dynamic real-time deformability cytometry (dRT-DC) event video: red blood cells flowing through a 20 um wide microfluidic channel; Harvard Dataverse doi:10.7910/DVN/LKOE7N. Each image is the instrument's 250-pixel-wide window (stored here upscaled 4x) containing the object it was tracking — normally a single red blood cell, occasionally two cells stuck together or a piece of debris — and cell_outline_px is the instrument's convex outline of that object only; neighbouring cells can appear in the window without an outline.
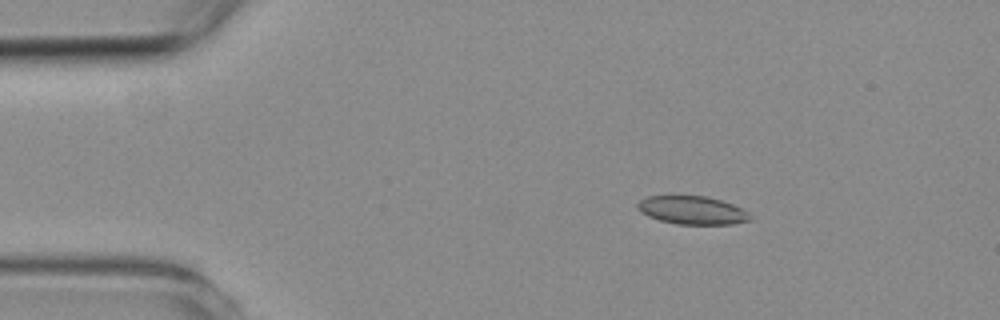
{"species": "common noctule bat (a hibernating species)", "species_latin": "Nyctalus noctula", "temperature_condition": "room temperature", "stored_images_in_passage": 4, "camera_frame_rate_fps": 3000, "um_per_image_px": 0.085, "animal": {"sex": "female", "body_mass_g": 19.3, "forearm_length_mm": 54.1}, "frame": {"image": 1, "passage_image": 2, "time_ms": 1.0, "image_size_px": [1000, 320], "cell_outline_px": [[752, 220], [732, 224], [676, 224], [660, 220], [648, 216], [640, 212], [636, 208], [636, 204], [644, 196], [668, 192], [708, 196], [732, 204], [748, 212], [752, 216]], "centroid_in_image_um": [58.74, 17.8], "position_along_channel_um": 26.3, "area_um2": 19.54}}
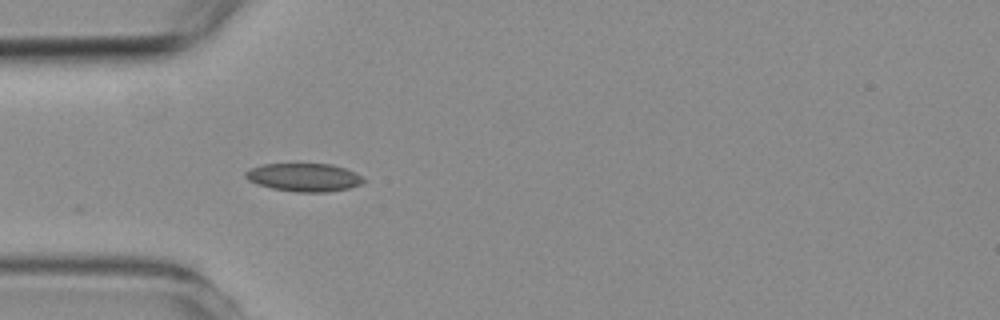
{"frame": {"image": 2, "passage_image": 4, "time_ms": 3.333, "image_size_px": [1000, 320], "cell_outline_px": [[368, 180], [360, 184], [348, 188], [328, 192], [296, 192], [272, 188], [256, 184], [248, 180], [244, 176], [244, 172], [248, 168], [264, 164], [332, 164], [356, 172]], "centroid_in_image_um": [25.83, 15.07], "position_along_channel_um": 59.2, "area_um2": 19.54}}